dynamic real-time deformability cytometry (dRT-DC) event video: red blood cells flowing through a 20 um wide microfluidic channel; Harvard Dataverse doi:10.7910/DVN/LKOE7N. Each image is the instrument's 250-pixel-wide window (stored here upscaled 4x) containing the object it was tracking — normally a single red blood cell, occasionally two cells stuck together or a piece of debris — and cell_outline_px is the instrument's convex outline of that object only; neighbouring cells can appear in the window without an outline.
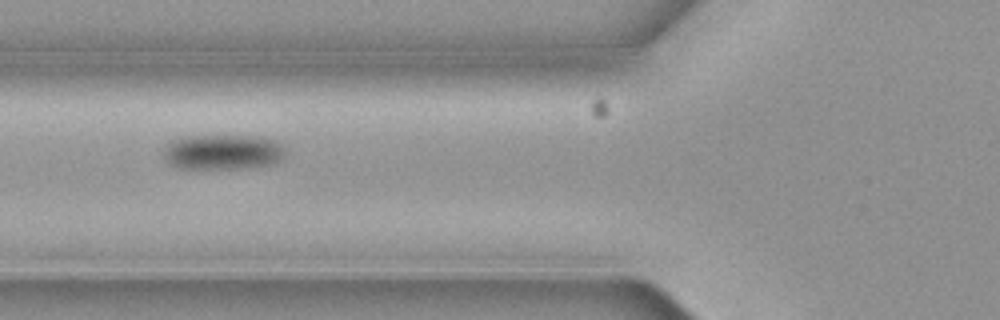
{"species": "common noctule bat (a hibernating species)", "species_latin": "Nyctalus noctula", "temperature_condition": "cold", "stored_images_in_passage": 2, "camera_frame_rate_fps": 3000, "um_per_image_px": 0.085, "animal": {"sex": "female", "body_mass_g": 19.3, "forearm_length_mm": 54.1}, "frame": {"image": 1, "passage_image": 2, "time_ms": 0.333, "image_size_px": [1000, 320], "cell_outline_px": [[284, 156], [276, 164], [248, 168], [180, 168], [172, 164], [164, 156], [164, 144], [172, 140], [184, 136], [264, 136], [276, 140], [284, 148]], "centroid_in_image_um": [18.98, 12.91], "position_along_channel_um": 106.8, "area_um2": 25.14}}